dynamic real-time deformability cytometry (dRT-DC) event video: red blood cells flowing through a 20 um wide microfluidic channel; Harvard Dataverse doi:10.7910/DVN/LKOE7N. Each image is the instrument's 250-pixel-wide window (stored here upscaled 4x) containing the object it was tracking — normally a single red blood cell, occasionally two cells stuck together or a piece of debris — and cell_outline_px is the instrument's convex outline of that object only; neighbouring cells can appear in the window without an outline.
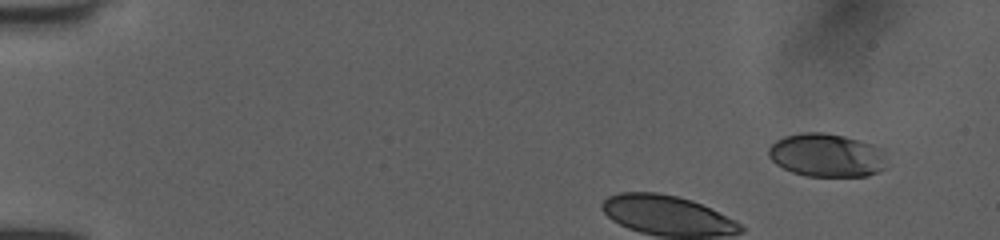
{"species": "human", "species_latin": "Homo sapiens", "temperature_condition": "room temperature", "stored_images_in_passage": 8, "camera_frame_rate_fps": 3000, "um_per_image_px": 0.085, "donor": {"sex": "female"}, "frame": {"image": 1, "passage_image": 1, "time_ms": 0.0, "image_size_px": [1000, 240], "cell_outline_px": [[884, 168], [868, 176], [808, 176], [792, 172], [776, 164], [768, 156], [768, 148], [776, 140], [784, 136], [800, 132], [824, 132], [844, 136], [872, 144], [884, 148]], "centroid_in_image_um": [70.25, 13.18], "position_along_channel_um": 14.8, "area_um2": 29.94}}
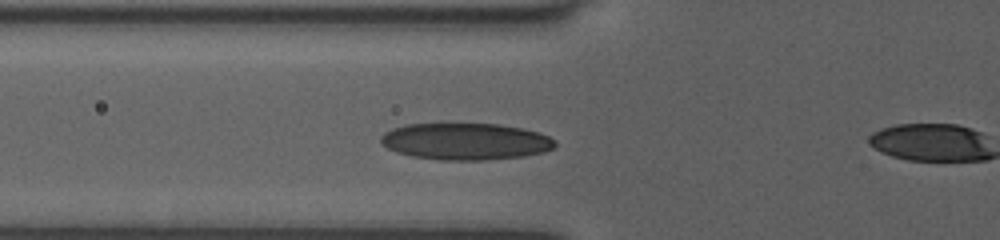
{"frame": {"image": 2, "passage_image": 7, "time_ms": 2.0, "image_size_px": [1000, 240], "cell_outline_px": [[556, 144], [552, 148], [540, 152], [524, 156], [484, 160], [440, 160], [412, 156], [396, 152], [388, 148], [380, 140], [380, 136], [384, 132], [392, 128], [404, 124], [496, 124], [520, 128], [536, 132], [548, 136]], "centroid_in_image_um": [39.5, 12.02], "position_along_channel_um": 86.3, "area_um2": 36.99}}